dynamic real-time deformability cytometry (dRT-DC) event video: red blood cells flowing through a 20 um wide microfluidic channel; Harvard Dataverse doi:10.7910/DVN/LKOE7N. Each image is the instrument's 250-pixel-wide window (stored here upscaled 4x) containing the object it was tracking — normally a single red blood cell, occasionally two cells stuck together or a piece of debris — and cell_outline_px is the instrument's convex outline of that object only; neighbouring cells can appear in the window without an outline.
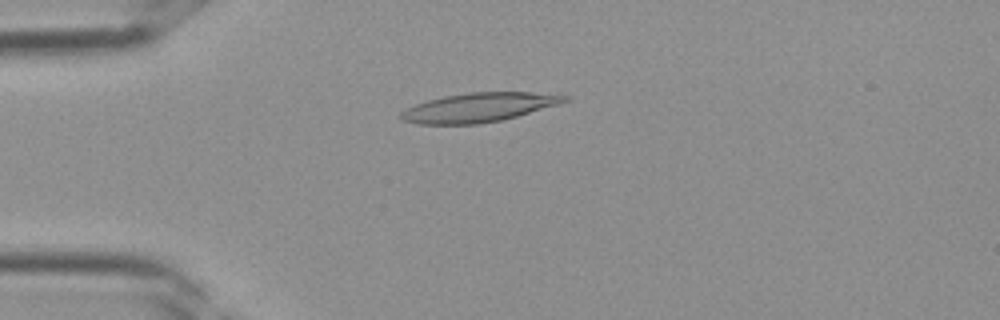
{"species": "Egyptian fruit bat (a non-hibernating species)", "species_latin": "Rousettus aegyptiacus", "temperature_condition": "room temperature", "stored_images_in_passage": 29, "camera_frame_rate_fps": 3000, "um_per_image_px": 0.085, "frame": {"image": 1, "passage_image": 2, "time_ms": 0.333, "image_size_px": [1000, 320], "cell_outline_px": [[572, 100], [516, 116], [500, 120], [476, 124], [416, 124], [404, 120], [400, 116], [400, 112], [416, 104], [428, 100], [444, 96], [468, 92], [532, 92], [572, 96]], "centroid_in_image_um": [40.73, 9.12], "position_along_channel_um": 44.3, "area_um2": 27.57}}
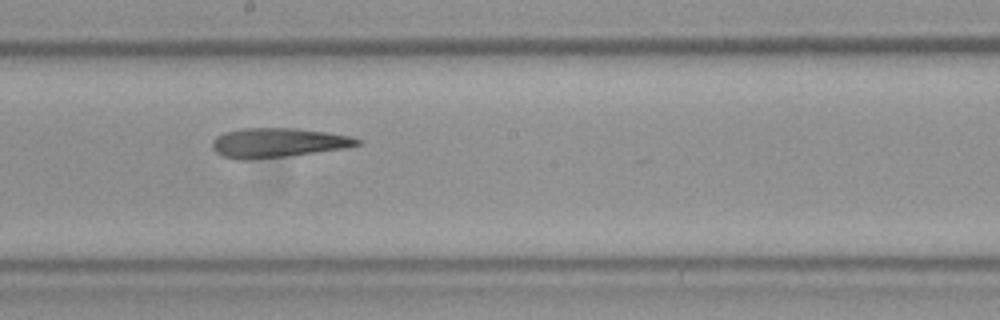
{"frame": {"image": 2, "passage_image": 13, "time_ms": 4.0, "image_size_px": [1000, 320], "cell_outline_px": [[360, 144], [344, 148], [288, 156], [248, 160], [236, 160], [224, 156], [216, 152], [212, 148], [212, 140], [216, 136], [224, 132], [244, 128], [296, 128], [328, 132], [352, 136], [360, 140]], "centroid_in_image_um": [23.59, 12.13], "position_along_channel_um": 224.6, "area_um2": 24.97}}
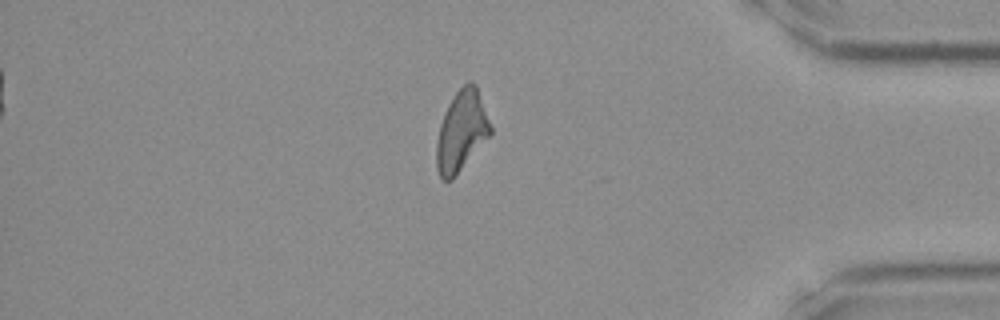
{"frame": {"image": 3, "passage_image": 24, "time_ms": 7.667, "image_size_px": [1000, 320], "cell_outline_px": [[492, 132], [452, 180], [440, 180], [436, 168], [436, 144], [440, 124], [444, 112], [448, 104], [456, 92], [468, 80], [476, 84], [492, 128]], "centroid_in_image_um": [39.2, 11.15], "position_along_channel_um": 396.0, "area_um2": 25.2}}